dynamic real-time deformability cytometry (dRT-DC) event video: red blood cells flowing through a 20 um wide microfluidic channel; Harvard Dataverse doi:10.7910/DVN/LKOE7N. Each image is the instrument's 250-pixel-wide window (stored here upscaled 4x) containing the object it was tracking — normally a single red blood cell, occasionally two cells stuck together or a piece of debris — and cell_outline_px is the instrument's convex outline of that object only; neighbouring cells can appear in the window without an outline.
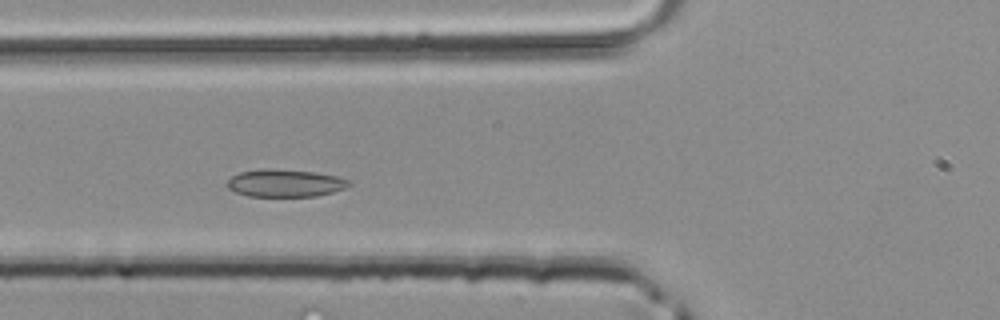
{"species": "common noctule bat (a hibernating species)", "species_latin": "Nyctalus noctula", "temperature_condition": "room temperature", "stored_images_in_passage": 30, "camera_frame_rate_fps": 3000, "um_per_image_px": 0.085, "animal": {"sex": "male", "body_mass_g": 20.4}, "frame": {"image": 1, "passage_image": 8, "time_ms": 2.333, "image_size_px": [1000, 320], "cell_outline_px": [[352, 184], [344, 188], [332, 192], [316, 196], [248, 196], [236, 192], [228, 188], [228, 180], [232, 176], [240, 172], [264, 168], [312, 172], [336, 176], [352, 180]], "centroid_in_image_um": [24.25, 15.56], "position_along_channel_um": 101.6, "area_um2": 19.36}}
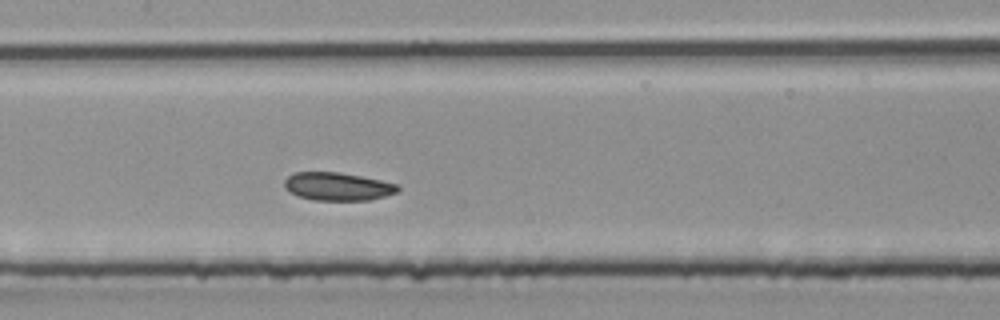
{"frame": {"image": 2, "passage_image": 13, "time_ms": 4.0, "image_size_px": [1000, 320], "cell_outline_px": [[400, 192], [368, 200], [312, 200], [296, 196], [284, 184], [284, 180], [292, 172], [340, 172], [400, 184]], "centroid_in_image_um": [28.73, 15.85], "position_along_channel_um": 178.7, "area_um2": 18.61}}
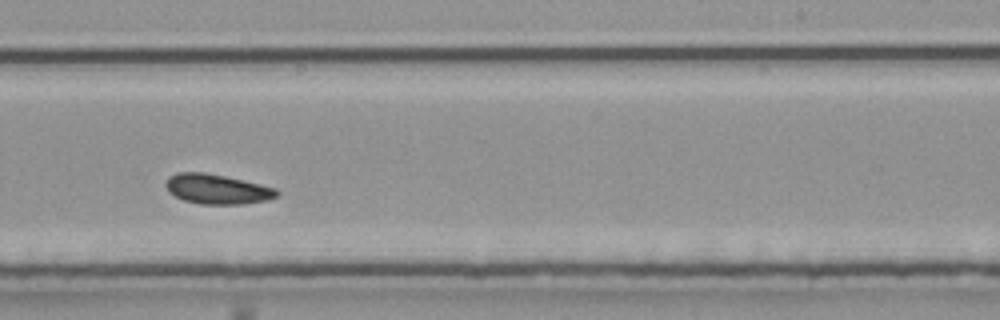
{"frame": {"image": 3, "passage_image": 19, "time_ms": 6.0, "image_size_px": [1000, 320], "cell_outline_px": [[280, 192], [276, 196], [268, 200], [240, 204], [200, 204], [184, 200], [168, 192], [164, 184], [168, 176], [176, 172], [204, 172], [224, 176], [260, 184], [276, 188]], "centroid_in_image_um": [18.42, 16.07], "position_along_channel_um": 270.6, "area_um2": 19.31}}